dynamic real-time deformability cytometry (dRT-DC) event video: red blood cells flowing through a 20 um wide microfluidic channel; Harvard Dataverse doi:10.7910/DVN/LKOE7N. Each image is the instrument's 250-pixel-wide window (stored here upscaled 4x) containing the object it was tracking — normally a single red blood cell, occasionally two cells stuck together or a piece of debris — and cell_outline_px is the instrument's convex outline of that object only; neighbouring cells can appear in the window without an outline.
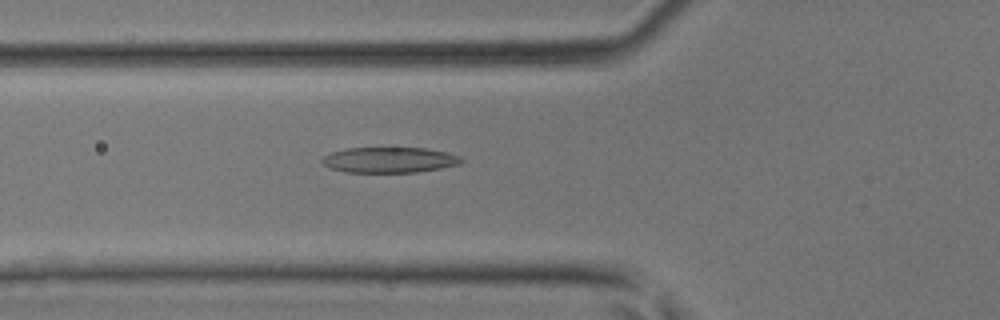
{"species": "common noctule bat (a hibernating species)", "species_latin": "Nyctalus noctula", "temperature_condition": "room temperature", "stored_images_in_passage": 44, "camera_frame_rate_fps": 3000, "um_per_image_px": 0.085, "animal": {"sex": "male", "body_mass_g": 17.9, "forearm_length_mm": 54.2}, "frame": {"image": 1, "passage_image": 16, "time_ms": 5.0, "image_size_px": [1000, 320], "cell_outline_px": [[464, 160], [460, 164], [440, 168], [416, 172], [344, 172], [328, 168], [320, 160], [324, 156], [332, 152], [348, 148], [424, 148], [444, 152], [460, 156]], "centroid_in_image_um": [33.07, 13.6], "position_along_channel_um": 92.7, "area_um2": 20.63}}
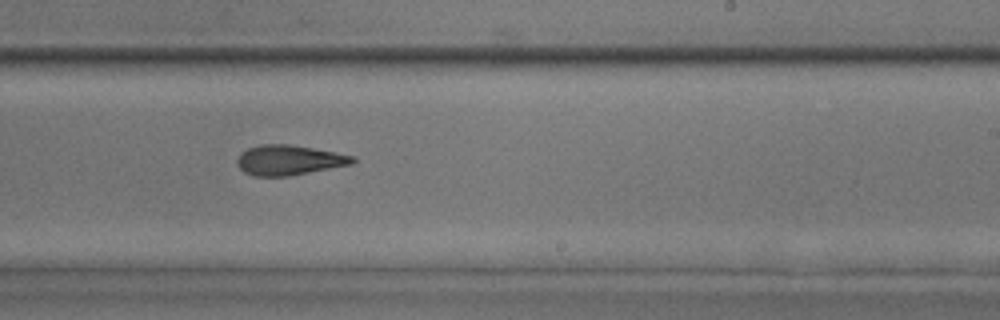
{"frame": {"image": 2, "passage_image": 27, "time_ms": 8.667, "image_size_px": [1000, 320], "cell_outline_px": [[356, 160], [352, 164], [288, 176], [256, 176], [244, 172], [236, 164], [236, 160], [240, 152], [248, 148], [260, 144], [288, 144], [336, 152], [356, 156]], "centroid_in_image_um": [24.55, 13.6], "position_along_channel_um": 264.5, "area_um2": 20.23}}
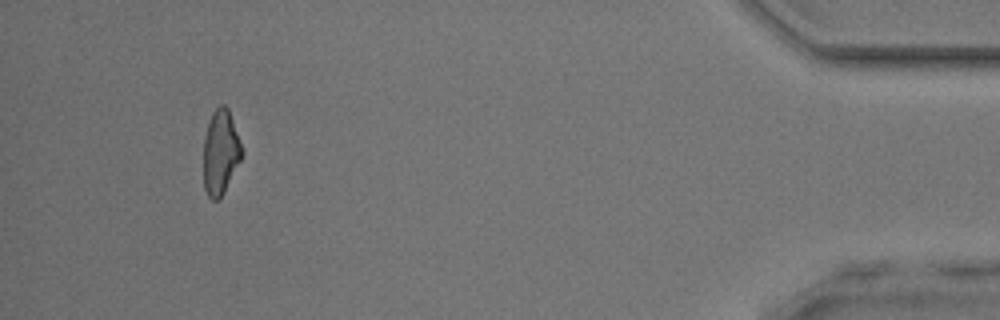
{"frame": {"image": 3, "passage_image": 41, "time_ms": 13.333, "image_size_px": [1000, 320], "cell_outline_px": [[244, 152], [220, 200], [212, 200], [208, 196], [204, 188], [204, 136], [212, 112], [220, 104], [224, 104], [228, 108], [244, 148]], "centroid_in_image_um": [18.76, 12.93], "position_along_channel_um": 416.4, "area_um2": 19.07}}